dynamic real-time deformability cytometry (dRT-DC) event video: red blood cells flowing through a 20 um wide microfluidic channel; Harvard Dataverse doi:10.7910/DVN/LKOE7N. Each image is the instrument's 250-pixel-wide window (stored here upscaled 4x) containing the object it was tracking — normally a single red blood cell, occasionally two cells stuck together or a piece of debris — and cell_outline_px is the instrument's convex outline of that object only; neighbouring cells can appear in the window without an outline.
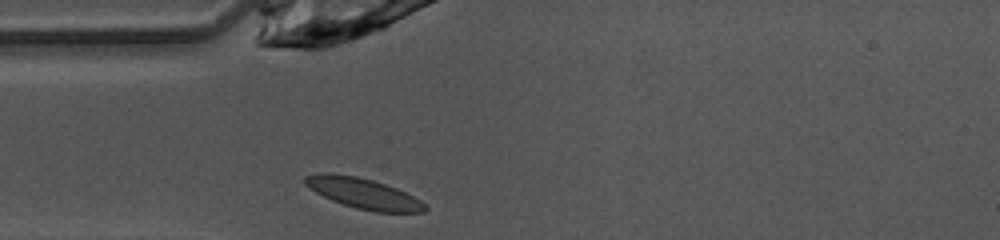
{"species": "common noctule bat (a hibernating species)", "species_latin": "Nyctalus noctula", "temperature_condition": "warm", "stored_images_in_passage": 29, "camera_frame_rate_fps": 3000, "um_per_image_px": 0.085, "animal": {"sex": "female", "body_mass_g": 10.0, "forearm_length_mm": 53.1}, "frame": {"image": 1, "passage_image": 1, "time_ms": 0.0, "image_size_px": [1000, 240], "cell_outline_px": [[428, 208], [424, 212], [376, 212], [356, 208], [332, 200], [316, 192], [304, 184], [304, 176], [356, 176], [372, 180], [396, 188], [420, 200]], "centroid_in_image_um": [30.98, 16.49], "position_along_channel_um": 54.0, "area_um2": 20.23}}
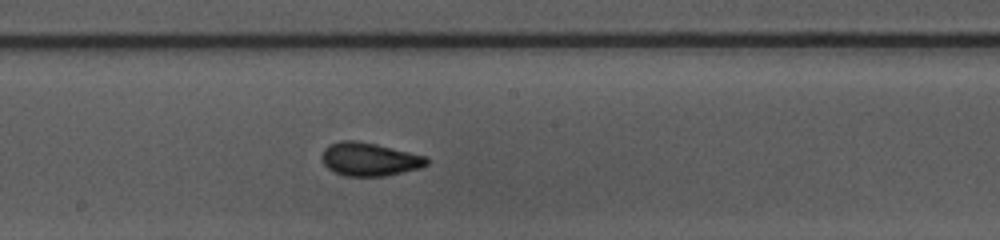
{"frame": {"image": 2, "passage_image": 13, "time_ms": 4.0, "image_size_px": [1000, 240], "cell_outline_px": [[428, 164], [420, 168], [384, 176], [344, 176], [332, 172], [324, 164], [320, 156], [324, 148], [328, 144], [340, 140], [356, 140], [376, 144], [428, 156]], "centroid_in_image_um": [31.37, 13.53], "position_along_channel_um": 216.8, "area_um2": 20.63}}
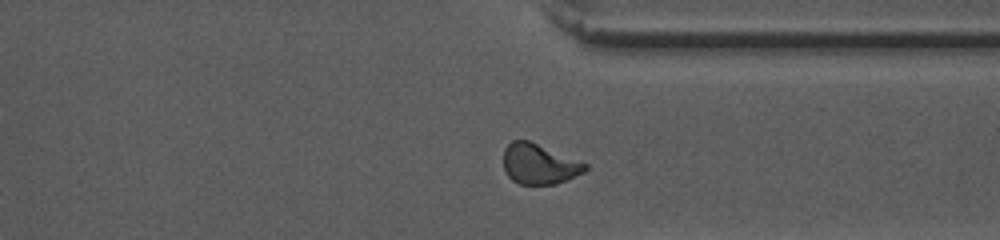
{"frame": {"image": 3, "passage_image": 24, "time_ms": 7.667, "image_size_px": [1000, 240], "cell_outline_px": [[588, 168], [584, 172], [556, 184], [520, 184], [512, 180], [508, 176], [504, 168], [504, 148], [512, 140], [528, 140], [588, 164]], "centroid_in_image_um": [45.82, 13.94], "position_along_channel_um": 365.6, "area_um2": 19.02}, "authors_computed_cell_mechanics": {"area_um2": 19.5364, "velocity_mm_per_s": 4.0954, "shape_relaxation_time_tau1_ms": 4.1231, "shape_relaxation_time_tau2_ms": 1.6613, "deformation_change_tau1": 0.1363, "deformation_change_tau2": 0.0403}}